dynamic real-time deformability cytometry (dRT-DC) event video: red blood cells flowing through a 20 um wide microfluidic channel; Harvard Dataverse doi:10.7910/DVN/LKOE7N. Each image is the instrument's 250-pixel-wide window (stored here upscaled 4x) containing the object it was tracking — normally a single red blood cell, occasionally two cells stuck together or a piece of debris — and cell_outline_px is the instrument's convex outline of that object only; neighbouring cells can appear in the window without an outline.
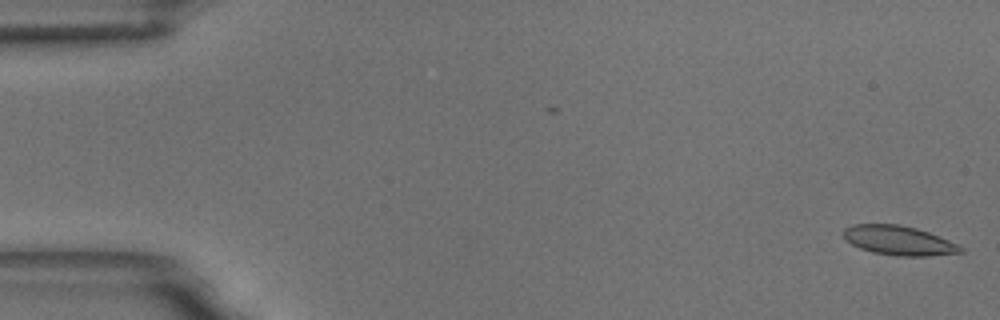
{"species": "common noctule bat (a hibernating species)", "species_latin": "Nyctalus noctula", "temperature_condition": "room temperature", "stored_images_in_passage": 59, "camera_frame_rate_fps": 3000, "um_per_image_px": 0.085, "animal": {"sex": "male", "body_mass_g": 18.8}, "frame": {"image": 1, "passage_image": 1, "time_ms": 0.0, "image_size_px": [1000, 320], "cell_outline_px": [[964, 252], [928, 256], [896, 256], [872, 252], [860, 248], [844, 240], [840, 232], [844, 228], [852, 224], [900, 224], [916, 228], [928, 232], [948, 240], [964, 248]], "centroid_in_image_um": [76.33, 20.43], "position_along_channel_um": 8.7, "area_um2": 20.23}}
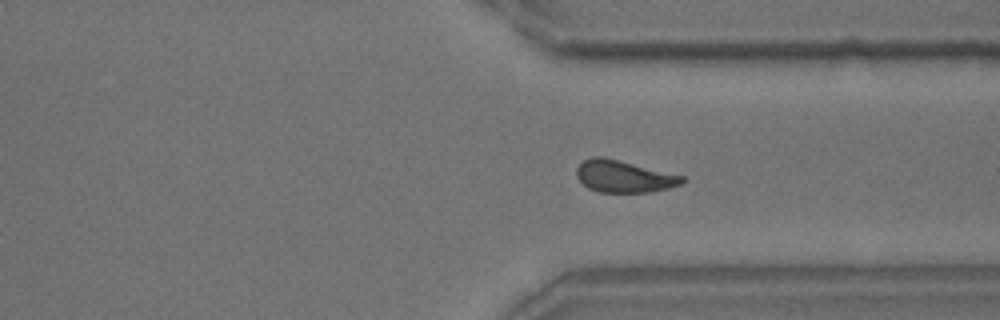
{"frame": {"image": 2, "passage_image": 44, "time_ms": 14.333, "image_size_px": [1000, 320], "cell_outline_px": [[688, 180], [680, 184], [668, 188], [652, 192], [600, 192], [588, 188], [576, 176], [576, 168], [584, 160], [592, 156], [604, 156], [684, 176]], "centroid_in_image_um": [53.03, 14.99], "position_along_channel_um": 358.4, "area_um2": 19.77}}
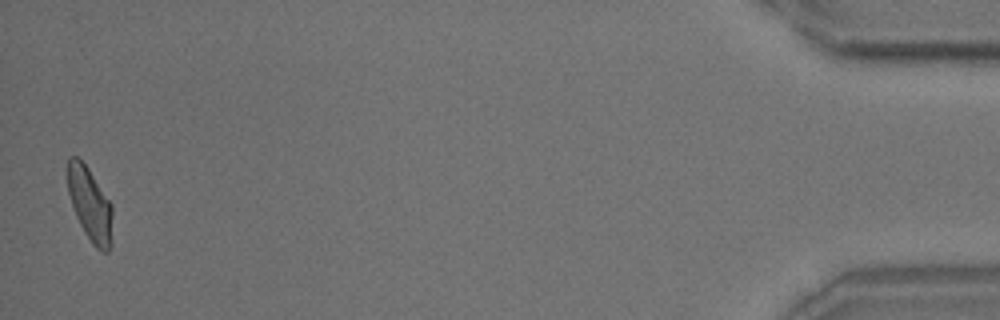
{"frame": {"image": 3, "passage_image": 58, "time_ms": 19.0, "image_size_px": [1000, 320], "cell_outline_px": [[112, 244], [108, 252], [100, 252], [92, 244], [84, 232], [76, 216], [68, 192], [64, 168], [68, 156], [76, 156], [88, 168], [112, 204]], "centroid_in_image_um": [7.62, 17.34], "position_along_channel_um": 427.6, "area_um2": 19.77}, "authors_computed_cell_mechanics": {"area_um2": 20.1144, "velocity_mm_per_s": 3.4306, "shape_relaxation_time_tau1_ms": 7.8376, "shape_relaxation_time_tau2_ms": 1.8534, "deformation_change_tau1": 0.1513, "deformation_change_tau2": 0.072}}